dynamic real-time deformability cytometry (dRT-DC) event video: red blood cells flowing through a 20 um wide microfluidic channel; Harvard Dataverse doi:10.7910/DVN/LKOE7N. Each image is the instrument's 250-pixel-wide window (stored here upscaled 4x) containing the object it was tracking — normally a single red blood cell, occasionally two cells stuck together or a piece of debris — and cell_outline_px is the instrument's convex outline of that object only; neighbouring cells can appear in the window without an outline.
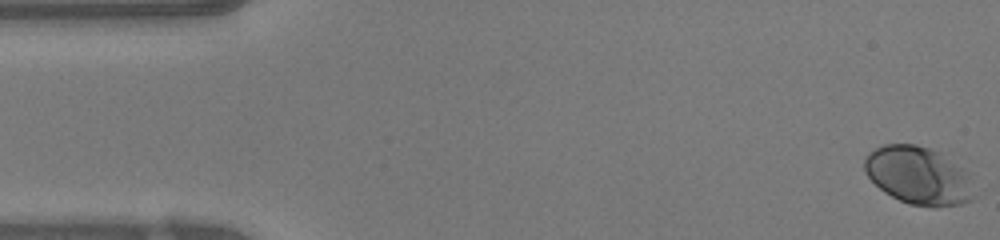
{"species": "human", "species_latin": "Homo sapiens", "temperature_condition": "warm", "stored_images_in_passage": 48, "camera_frame_rate_fps": 3000, "um_per_image_px": 0.085, "donor": {"sex": "female"}, "frame": {"image": 1, "passage_image": 1, "time_ms": 0.0, "image_size_px": [1000, 240], "cell_outline_px": [[976, 196], [972, 200], [960, 204], [936, 208], [932, 208], [908, 204], [884, 192], [864, 172], [864, 156], [868, 152], [884, 144], [916, 144], [932, 148], [940, 152], [964, 168], [968, 172]], "centroid_in_image_um": [78.1, 14.93], "position_along_channel_um": 6.9, "area_um2": 37.63}}
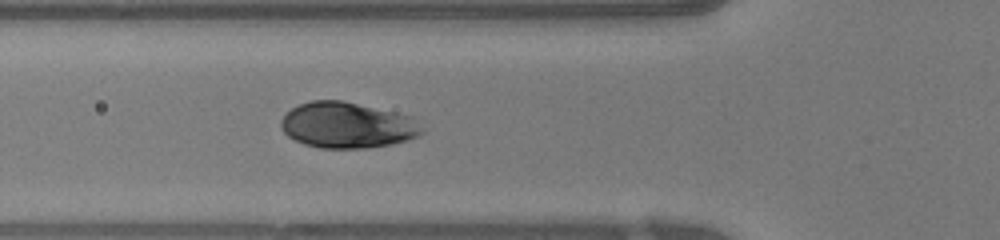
{"frame": {"image": 2, "passage_image": 17, "time_ms": 5.333, "image_size_px": [1000, 240], "cell_outline_px": [[424, 132], [420, 136], [408, 140], [392, 144], [368, 148], [320, 148], [304, 144], [288, 136], [280, 128], [280, 120], [292, 108], [300, 104], [312, 100], [340, 100], [412, 116], [424, 128]], "centroid_in_image_um": [29.54, 10.65], "position_along_channel_um": 96.3, "area_um2": 37.74}}
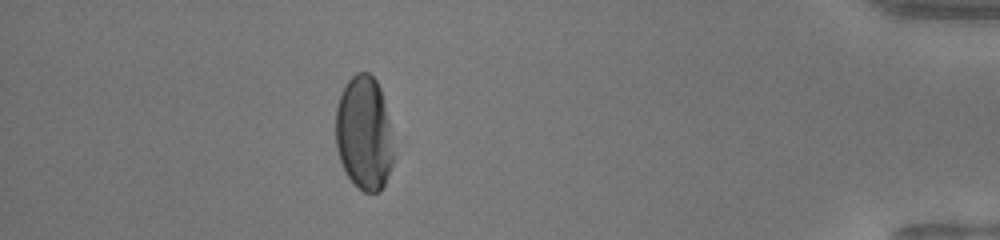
{"frame": {"image": 3, "passage_image": 43, "time_ms": 14.0, "image_size_px": [1000, 240], "cell_outline_px": [[392, 164], [388, 176], [380, 192], [364, 192], [356, 188], [348, 176], [340, 160], [336, 148], [336, 108], [340, 96], [348, 80], [356, 72], [368, 72], [376, 80], [380, 88], [388, 120], [392, 152]], "centroid_in_image_um": [30.92, 11.34], "position_along_channel_um": 404.3, "area_um2": 37.97}}